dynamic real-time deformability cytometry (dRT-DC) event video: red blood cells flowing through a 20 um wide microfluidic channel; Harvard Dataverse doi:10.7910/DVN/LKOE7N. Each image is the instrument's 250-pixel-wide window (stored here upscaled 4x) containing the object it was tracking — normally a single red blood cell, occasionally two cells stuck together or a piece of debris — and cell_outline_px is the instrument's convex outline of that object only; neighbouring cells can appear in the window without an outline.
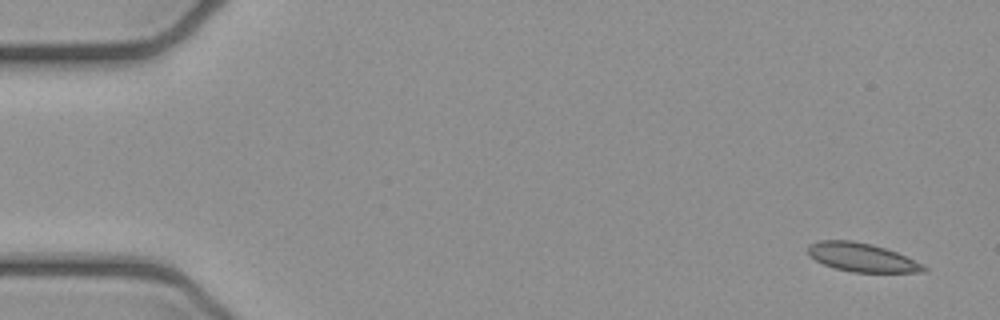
{"species": "common noctule bat (a hibernating species)", "species_latin": "Nyctalus noctula", "temperature_condition": "cold", "stored_images_in_passage": 5, "camera_frame_rate_fps": 3000, "um_per_image_px": 0.085, "animal": {"sex": "female", "body_mass_g": 21.9}, "frame": {"image": 1, "passage_image": 1, "time_ms": 0.0, "image_size_px": [1000, 320], "cell_outline_px": [[928, 272], [852, 272], [836, 268], [824, 264], [808, 256], [808, 244], [820, 240], [852, 240], [872, 244], [896, 252], [924, 264], [928, 268]], "centroid_in_image_um": [73.27, 21.87], "position_along_channel_um": 11.7, "area_um2": 19.36}}